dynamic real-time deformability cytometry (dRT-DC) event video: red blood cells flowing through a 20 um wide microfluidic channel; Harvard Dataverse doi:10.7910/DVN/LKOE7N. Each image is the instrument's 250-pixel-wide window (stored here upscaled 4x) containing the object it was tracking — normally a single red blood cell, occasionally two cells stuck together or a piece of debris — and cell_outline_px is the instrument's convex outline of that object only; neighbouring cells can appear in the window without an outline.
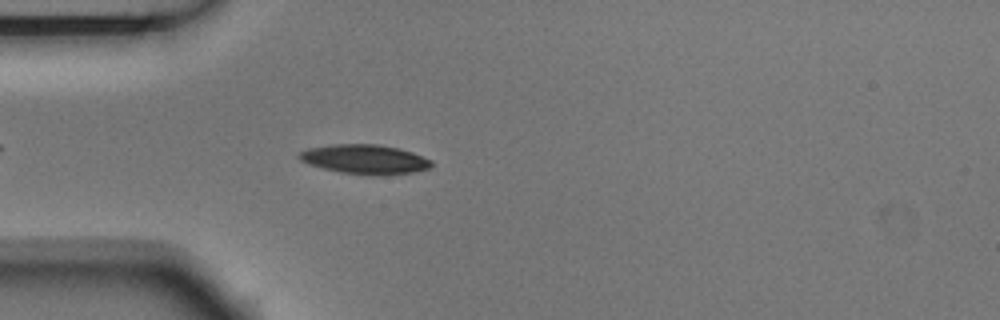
{"species": "Egyptian fruit bat (a non-hibernating species)", "species_latin": "Rousettus aegyptiacus", "temperature_condition": "room temperature", "stored_images_in_passage": 4, "camera_frame_rate_fps": 3000, "um_per_image_px": 0.085, "animal": {"sex": "male"}, "frame": {"image": 1, "passage_image": 4, "time_ms": 1.0, "image_size_px": [1000, 320], "cell_outline_px": [[432, 164], [428, 168], [412, 172], [340, 172], [308, 164], [300, 160], [296, 156], [300, 152], [308, 148], [332, 144], [376, 144], [400, 148], [412, 152], [432, 160]], "centroid_in_image_um": [30.94, 13.47], "position_along_channel_um": 54.1, "area_um2": 21.62}}